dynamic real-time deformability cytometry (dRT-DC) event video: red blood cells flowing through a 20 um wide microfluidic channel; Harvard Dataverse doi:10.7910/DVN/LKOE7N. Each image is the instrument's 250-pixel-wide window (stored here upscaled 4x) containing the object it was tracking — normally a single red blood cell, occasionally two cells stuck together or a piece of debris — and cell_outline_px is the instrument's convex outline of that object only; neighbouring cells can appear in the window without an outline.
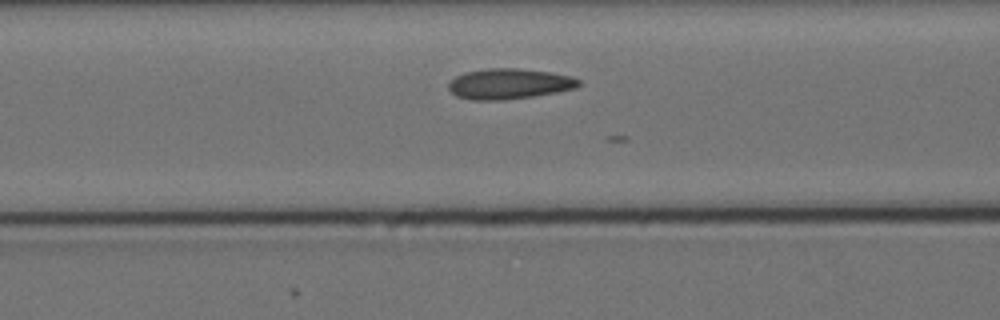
{"species": "Egyptian fruit bat (a non-hibernating species)", "species_latin": "Rousettus aegyptiacus", "temperature_condition": "cold", "stored_images_in_passage": 19, "camera_frame_rate_fps": 3000, "um_per_image_px": 0.085, "animal": {"sex": "female"}, "frame": {"image": 1, "passage_image": 9, "time_ms": 2.667, "image_size_px": [1000, 320], "cell_outline_px": [[580, 84], [576, 88], [556, 92], [532, 96], [504, 100], [472, 100], [456, 96], [448, 88], [448, 84], [456, 76], [464, 72], [488, 68], [520, 68], [548, 72], [572, 76], [580, 80]], "centroid_in_image_um": [43.27, 7.12], "position_along_channel_um": 123.3, "area_um2": 23.12}}
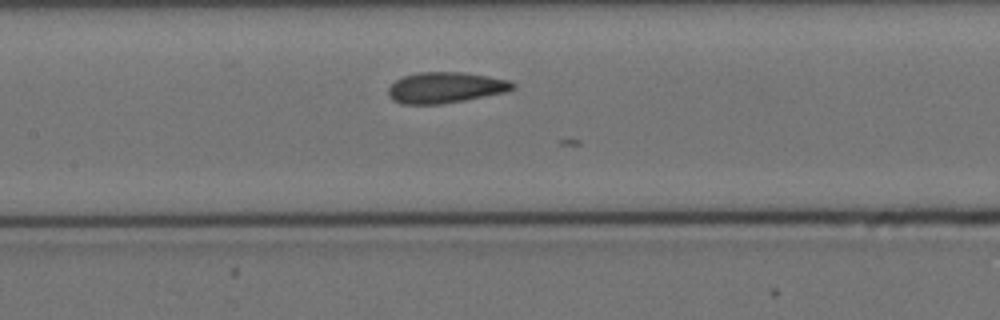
{"frame": {"image": 2, "passage_image": 13, "time_ms": 4.0, "image_size_px": [1000, 320], "cell_outline_px": [[516, 88], [508, 92], [464, 100], [440, 104], [400, 104], [392, 100], [388, 96], [388, 88], [396, 80], [404, 76], [416, 72], [464, 72], [488, 76], [508, 80], [516, 84]], "centroid_in_image_um": [37.87, 7.44], "position_along_channel_um": 169.5, "area_um2": 22.6}}
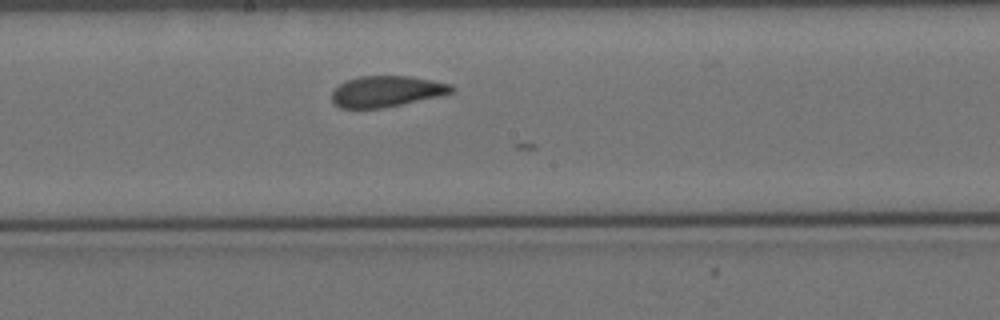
{"frame": {"image": 3, "passage_image": 17, "time_ms": 5.333, "image_size_px": [1000, 320], "cell_outline_px": [[456, 88], [452, 92], [444, 96], [380, 108], [340, 108], [332, 100], [332, 92], [340, 84], [348, 80], [360, 76], [412, 76], [452, 84]], "centroid_in_image_um": [32.92, 7.76], "position_along_channel_um": 215.3, "area_um2": 21.68}}